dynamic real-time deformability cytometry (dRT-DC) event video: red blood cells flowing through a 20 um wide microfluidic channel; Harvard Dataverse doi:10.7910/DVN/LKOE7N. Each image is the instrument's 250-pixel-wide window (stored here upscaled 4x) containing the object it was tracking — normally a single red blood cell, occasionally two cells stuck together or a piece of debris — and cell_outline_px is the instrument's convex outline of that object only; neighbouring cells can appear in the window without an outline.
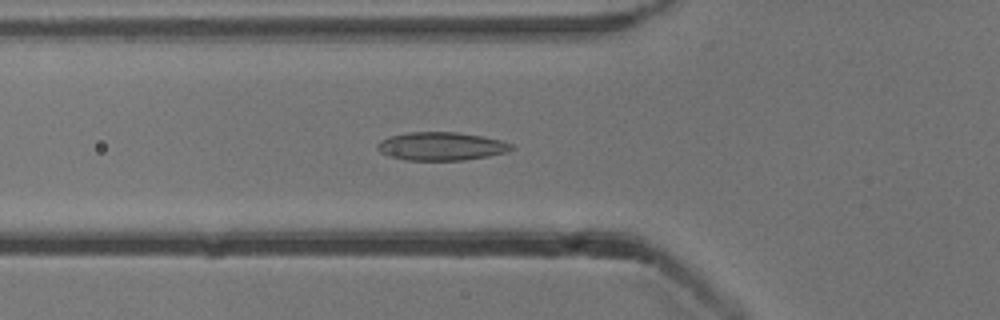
{"species": "common noctule bat (a hibernating species)", "species_latin": "Nyctalus noctula", "temperature_condition": "cold", "stored_images_in_passage": 53, "camera_frame_rate_fps": 3000, "um_per_image_px": 0.085, "animal": {"sex": "male", "body_mass_g": 13.3}, "frame": {"image": 1, "passage_image": 19, "time_ms": 6.0, "image_size_px": [1000, 320], "cell_outline_px": [[516, 148], [508, 152], [488, 156], [464, 160], [404, 160], [388, 156], [380, 152], [376, 148], [376, 144], [380, 140], [388, 136], [408, 132], [456, 132], [484, 136], [500, 140], [512, 144]], "centroid_in_image_um": [37.49, 12.43], "position_along_channel_um": 88.3, "area_um2": 22.37}}
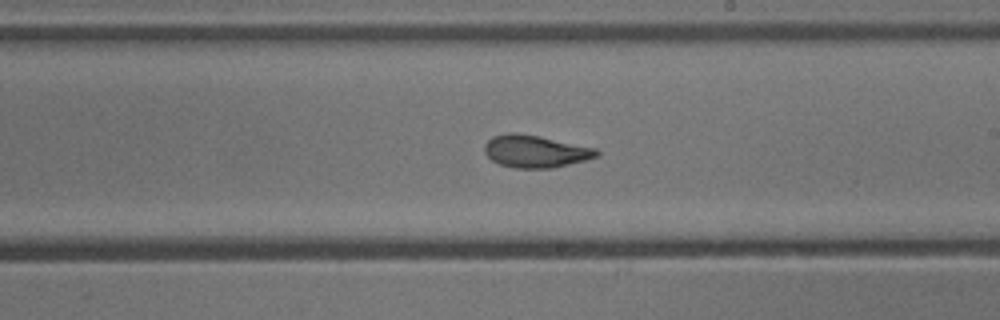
{"frame": {"image": 2, "passage_image": 31, "time_ms": 10.0, "image_size_px": [1000, 320], "cell_outline_px": [[600, 156], [552, 168], [516, 168], [500, 164], [492, 160], [484, 152], [484, 144], [492, 136], [508, 132], [516, 132], [540, 136], [596, 148], [600, 152]], "centroid_in_image_um": [45.5, 12.85], "position_along_channel_um": 243.5, "area_um2": 21.21}}
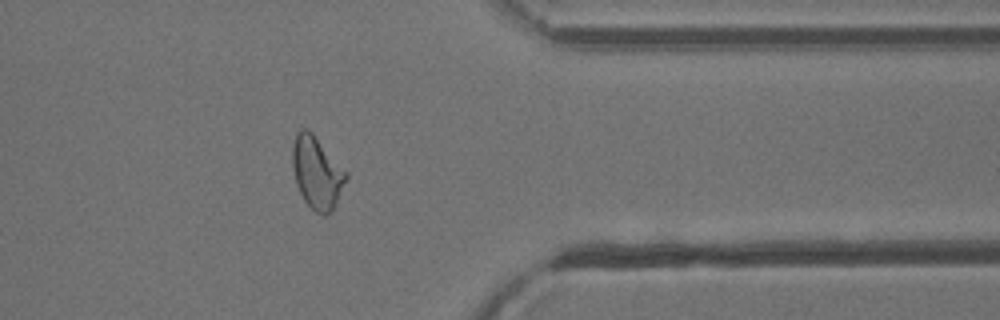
{"frame": {"image": 3, "passage_image": 43, "time_ms": 14.0, "image_size_px": [1000, 320], "cell_outline_px": [[348, 176], [332, 212], [324, 216], [316, 212], [304, 200], [296, 184], [292, 168], [292, 148], [296, 132], [300, 128], [304, 128], [312, 132], [348, 172]], "centroid_in_image_um": [26.93, 14.66], "position_along_channel_um": 384.5, "area_um2": 22.66}, "authors_computed_cell_mechanics": {"area_um2": 21.4438, "velocity_mm_per_s": 3.8653, "shape_relaxation_time_tau1_ms": 4.9407, "shape_relaxation_time_tau2_ms": 1.3201, "deformation_change_tau1": 0.1497, "deformation_change_tau2": 0.0804}}